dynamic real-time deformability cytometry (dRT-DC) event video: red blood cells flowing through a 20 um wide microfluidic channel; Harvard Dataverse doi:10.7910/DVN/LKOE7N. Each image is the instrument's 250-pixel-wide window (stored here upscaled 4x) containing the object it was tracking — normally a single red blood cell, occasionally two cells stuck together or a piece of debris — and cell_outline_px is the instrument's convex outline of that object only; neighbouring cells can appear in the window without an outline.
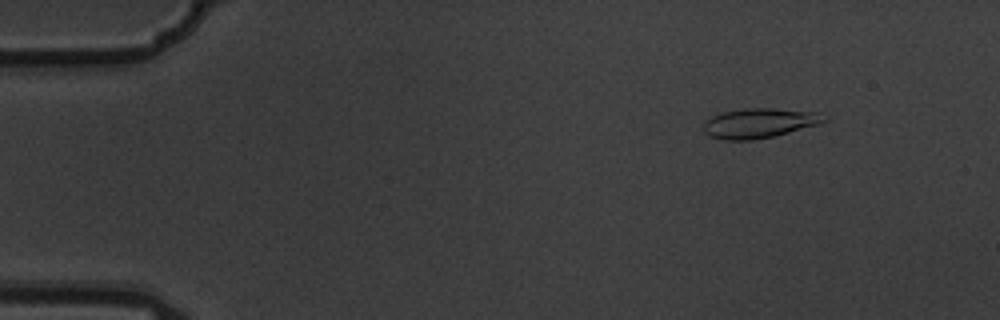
{"species": "common noctule bat (a hibernating species)", "species_latin": "Nyctalus noctula", "temperature_condition": "warm", "stored_images_in_passage": 4, "camera_frame_rate_fps": 3000, "um_per_image_px": 0.085, "animal": {"sex": "male", "body_mass_g": 19.5, "forearm_length_mm": 54.6}, "frame": {"image": 1, "passage_image": 1, "time_ms": 0.0, "image_size_px": [1000, 320], "cell_outline_px": [[828, 120], [820, 124], [772, 136], [752, 140], [724, 140], [708, 136], [704, 132], [704, 120], [712, 116], [724, 112], [744, 108], [772, 108], [820, 112], [828, 116]], "centroid_in_image_um": [64.56, 10.45], "position_along_channel_um": 20.4, "area_um2": 21.04}}